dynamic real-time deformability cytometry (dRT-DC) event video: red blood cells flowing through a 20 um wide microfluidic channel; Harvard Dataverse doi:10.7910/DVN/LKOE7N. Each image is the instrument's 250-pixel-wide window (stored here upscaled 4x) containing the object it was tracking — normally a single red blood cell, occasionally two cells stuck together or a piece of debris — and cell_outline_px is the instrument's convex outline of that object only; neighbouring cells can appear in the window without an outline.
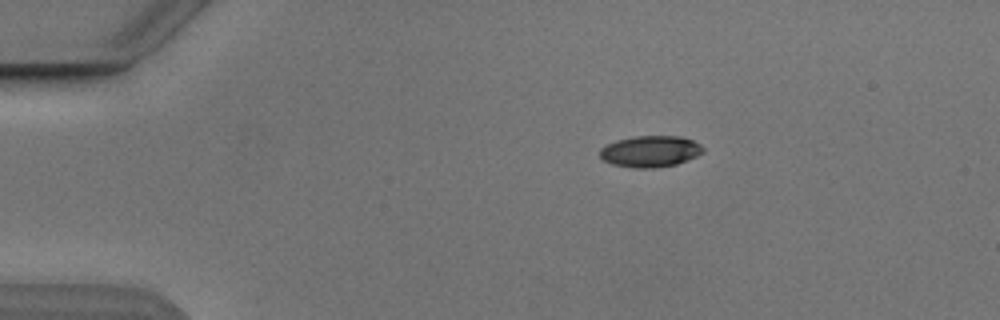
{"species": "Egyptian fruit bat (a non-hibernating species)", "species_latin": "Rousettus aegyptiacus", "temperature_condition": "cold", "stored_images_in_passage": 3, "camera_frame_rate_fps": 3000, "um_per_image_px": 0.085, "animal": {"sex": "male"}, "frame": {"image": 1, "passage_image": 1, "time_ms": 0.0, "image_size_px": [1000, 320], "cell_outline_px": [[704, 152], [696, 156], [676, 164], [652, 168], [632, 168], [612, 164], [604, 160], [600, 156], [600, 148], [616, 140], [636, 136], [680, 136], [692, 140], [700, 144], [704, 148]], "centroid_in_image_um": [55.28, 12.86], "position_along_channel_um": 29.7, "area_um2": 18.79}}